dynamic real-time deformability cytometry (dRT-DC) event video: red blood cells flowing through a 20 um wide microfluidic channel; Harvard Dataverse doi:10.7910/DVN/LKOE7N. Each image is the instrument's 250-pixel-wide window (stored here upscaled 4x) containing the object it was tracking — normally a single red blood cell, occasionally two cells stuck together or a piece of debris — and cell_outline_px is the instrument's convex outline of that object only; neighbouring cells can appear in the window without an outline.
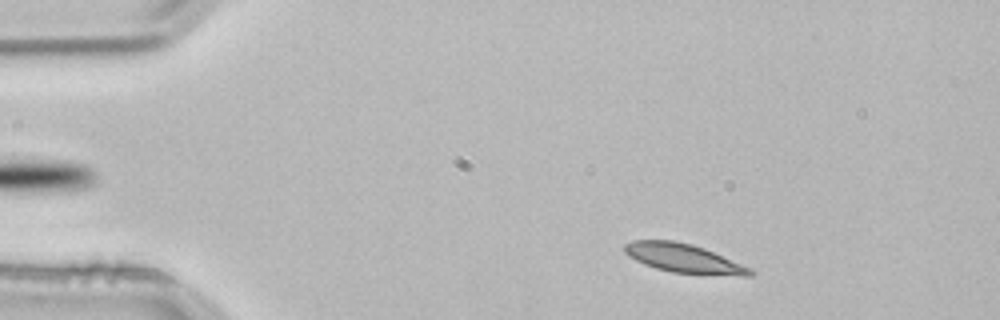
{"species": "common noctule bat (a hibernating species)", "species_latin": "Nyctalus noctula", "temperature_condition": "room temperature", "stored_images_in_passage": 2, "camera_frame_rate_fps": 3000, "um_per_image_px": 0.085, "animal": {"sex": "male", "body_mass_g": 21.5, "forearm_length_mm": 52.0}, "frame": {"image": 1, "passage_image": 1, "time_ms": 0.0, "image_size_px": [1000, 320], "cell_outline_px": [[756, 272], [752, 276], [740, 276], [672, 272], [656, 268], [644, 264], [628, 256], [624, 252], [624, 244], [632, 240], [672, 240], [692, 244], [704, 248], [752, 268]], "centroid_in_image_um": [58.13, 21.95], "position_along_channel_um": 26.9, "area_um2": 21.21}}